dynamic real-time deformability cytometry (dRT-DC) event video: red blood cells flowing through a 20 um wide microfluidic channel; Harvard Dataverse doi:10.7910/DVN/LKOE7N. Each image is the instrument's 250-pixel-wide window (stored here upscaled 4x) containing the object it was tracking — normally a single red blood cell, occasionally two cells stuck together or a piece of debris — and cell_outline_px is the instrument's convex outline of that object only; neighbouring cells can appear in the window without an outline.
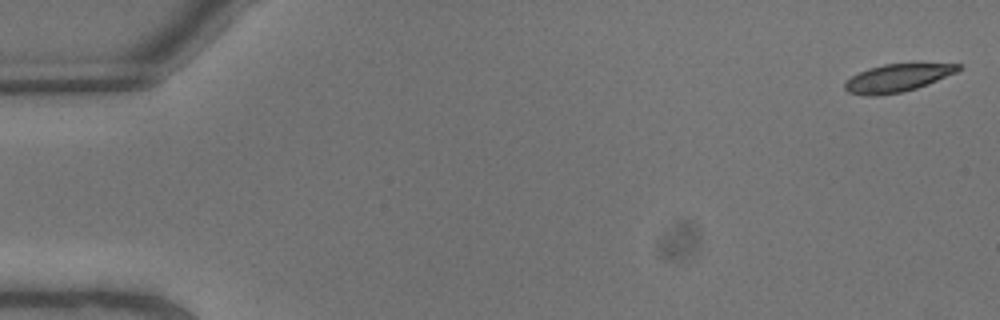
{"species": "common noctule bat (a hibernating species)", "species_latin": "Nyctalus noctula", "temperature_condition": "warm", "stored_images_in_passage": 7, "camera_frame_rate_fps": 3000, "um_per_image_px": 0.085, "animal": {"sex": "male", "body_mass_g": 13.3}, "frame": {"image": 1, "passage_image": 1, "time_ms": 0.0, "image_size_px": [1000, 320], "cell_outline_px": [[964, 68], [956, 72], [928, 84], [916, 88], [900, 92], [876, 96], [868, 96], [848, 92], [844, 88], [844, 84], [852, 76], [868, 68], [884, 64], [960, 64]], "centroid_in_image_um": [76.27, 6.63], "position_along_channel_um": 8.7, "area_um2": 18.09}}
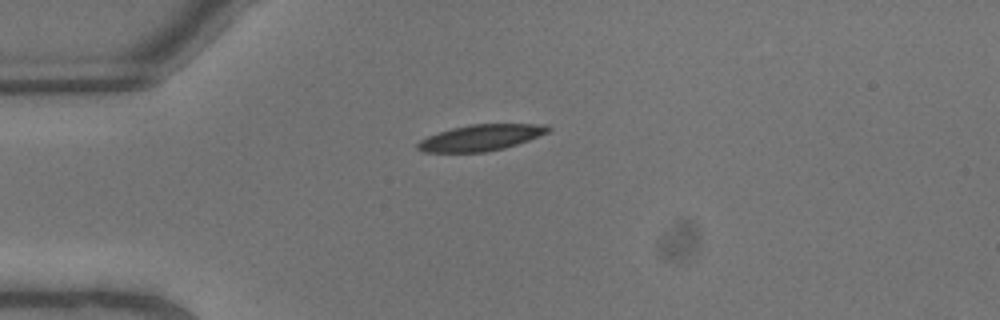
{"frame": {"image": 2, "passage_image": 6, "time_ms": 1.667, "image_size_px": [1000, 320], "cell_outline_px": [[552, 128], [548, 132], [528, 140], [504, 148], [484, 152], [424, 152], [416, 148], [416, 144], [420, 140], [428, 136], [452, 128], [472, 124], [548, 124]], "centroid_in_image_um": [40.87, 11.7], "position_along_channel_um": 44.1, "area_um2": 19.71}}